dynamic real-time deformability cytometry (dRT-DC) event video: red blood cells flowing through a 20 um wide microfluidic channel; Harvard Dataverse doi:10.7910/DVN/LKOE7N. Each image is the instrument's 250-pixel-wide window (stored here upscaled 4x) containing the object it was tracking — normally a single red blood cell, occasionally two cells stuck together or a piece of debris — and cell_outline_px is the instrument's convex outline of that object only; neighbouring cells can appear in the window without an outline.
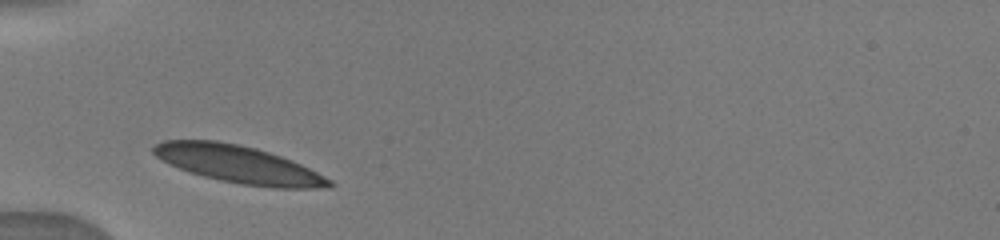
{"species": "human", "species_latin": "Homo sapiens", "temperature_condition": "warm", "stored_images_in_passage": 5, "camera_frame_rate_fps": 3000, "um_per_image_px": 0.085, "donor": {"sex": "male"}, "frame": {"image": 1, "passage_image": 1, "time_ms": 0.0, "image_size_px": [1000, 240], "cell_outline_px": [[336, 184], [332, 188], [272, 188], [240, 184], [220, 180], [188, 172], [168, 164], [156, 156], [152, 152], [152, 144], [164, 140], [216, 140], [256, 148], [292, 160], [332, 180]], "centroid_in_image_um": [20.26, 13.97], "position_along_channel_um": 64.7, "area_um2": 38.49}}
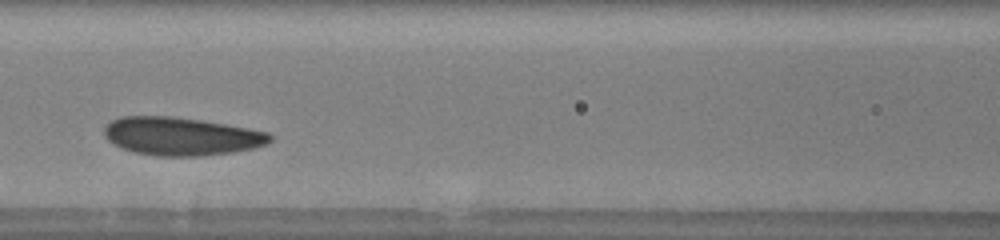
{"frame": {"image": 2, "passage_image": 4, "time_ms": 2.333, "image_size_px": [1000, 240], "cell_outline_px": [[272, 140], [268, 144], [252, 148], [232, 152], [200, 156], [160, 156], [136, 152], [124, 148], [108, 140], [104, 136], [104, 128], [112, 120], [120, 116], [172, 116], [200, 120], [248, 128], [268, 132], [272, 136]], "centroid_in_image_um": [15.42, 11.58], "position_along_channel_um": 151.2, "area_um2": 36.59}}